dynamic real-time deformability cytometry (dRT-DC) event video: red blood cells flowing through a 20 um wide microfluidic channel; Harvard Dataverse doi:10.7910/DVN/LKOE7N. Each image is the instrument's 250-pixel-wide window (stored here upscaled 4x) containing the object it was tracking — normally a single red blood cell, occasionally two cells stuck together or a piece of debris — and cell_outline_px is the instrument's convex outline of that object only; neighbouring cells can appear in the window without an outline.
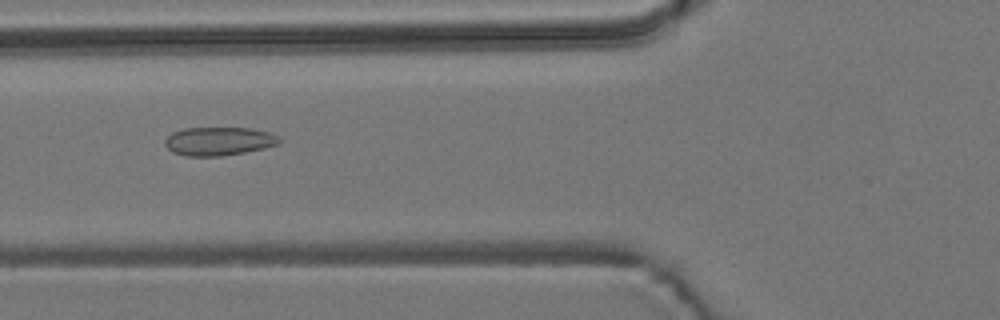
{"species": "common noctule bat (a hibernating species)", "species_latin": "Nyctalus noctula", "temperature_condition": "room temperature", "stored_images_in_passage": 7, "camera_frame_rate_fps": 3000, "um_per_image_px": 0.085, "animal": {"sex": "male", "body_mass_g": 19.2, "forearm_length_mm": 51.8}, "frame": {"image": 1, "passage_image": 6, "time_ms": 6.0, "image_size_px": [1000, 320], "cell_outline_px": [[280, 144], [264, 148], [244, 152], [220, 156], [184, 156], [172, 152], [164, 144], [164, 140], [172, 132], [184, 128], [252, 128], [268, 132], [280, 136]], "centroid_in_image_um": [18.59, 12.0], "position_along_channel_um": 107.2, "area_um2": 19.07}}
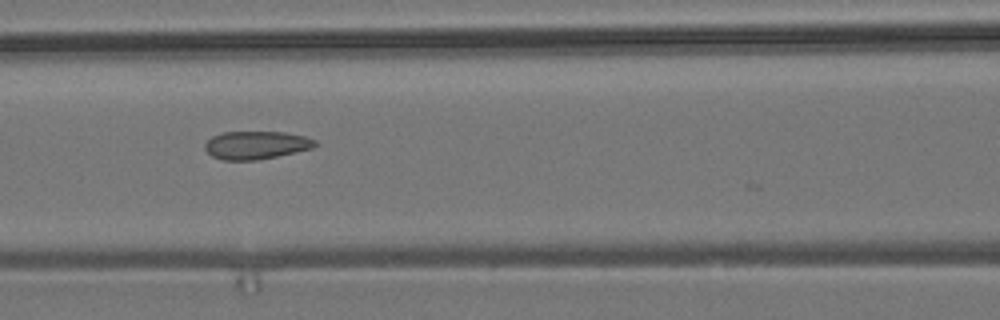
{"frame": {"image": 2, "passage_image": 7, "time_ms": 7.0, "image_size_px": [1000, 320], "cell_outline_px": [[316, 144], [312, 148], [276, 156], [256, 160], [224, 160], [212, 156], [204, 148], [204, 144], [212, 136], [224, 132], [284, 132], [304, 136], [316, 140]], "centroid_in_image_um": [21.74, 12.33], "position_along_channel_um": 144.9, "area_um2": 17.8}}